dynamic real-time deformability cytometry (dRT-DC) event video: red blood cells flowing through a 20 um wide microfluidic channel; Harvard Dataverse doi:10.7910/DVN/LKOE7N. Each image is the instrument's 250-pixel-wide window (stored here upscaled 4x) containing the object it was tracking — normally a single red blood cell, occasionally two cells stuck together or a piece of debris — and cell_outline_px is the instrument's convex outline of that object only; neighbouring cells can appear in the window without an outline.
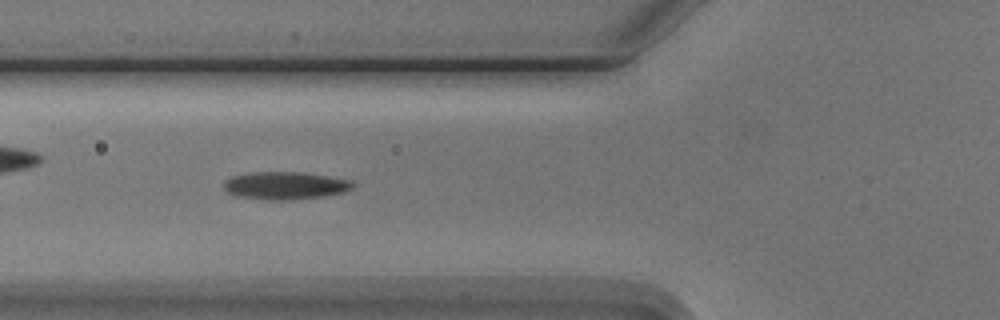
{"species": "Egyptian fruit bat (a non-hibernating species)", "species_latin": "Rousettus aegyptiacus", "temperature_condition": "cold", "stored_images_in_passage": 9, "camera_frame_rate_fps": 3000, "um_per_image_px": 0.085, "animal": {"sex": "male"}, "frame": {"image": 1, "passage_image": 6, "time_ms": 5.667, "image_size_px": [1000, 320], "cell_outline_px": [[356, 184], [352, 188], [344, 192], [324, 196], [292, 200], [268, 200], [236, 196], [228, 192], [224, 188], [224, 180], [232, 176], [252, 172], [300, 172], [328, 176], [352, 180]], "centroid_in_image_um": [24.25, 15.77], "position_along_channel_um": 101.5, "area_um2": 20.92}}
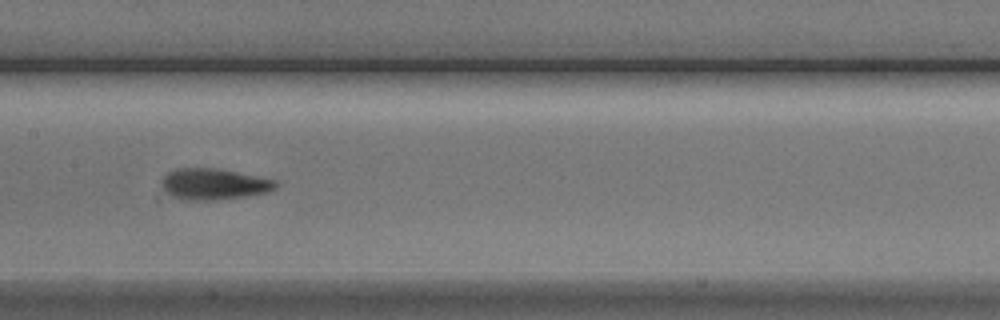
{"frame": {"image": 2, "passage_image": 8, "time_ms": 8.0, "image_size_px": [1000, 320], "cell_outline_px": [[280, 184], [276, 188], [268, 192], [248, 196], [216, 200], [180, 200], [172, 196], [164, 188], [164, 176], [168, 172], [176, 168], [220, 168], [276, 180]], "centroid_in_image_um": [18.24, 15.65], "position_along_channel_um": 189.2, "area_um2": 20.81}}
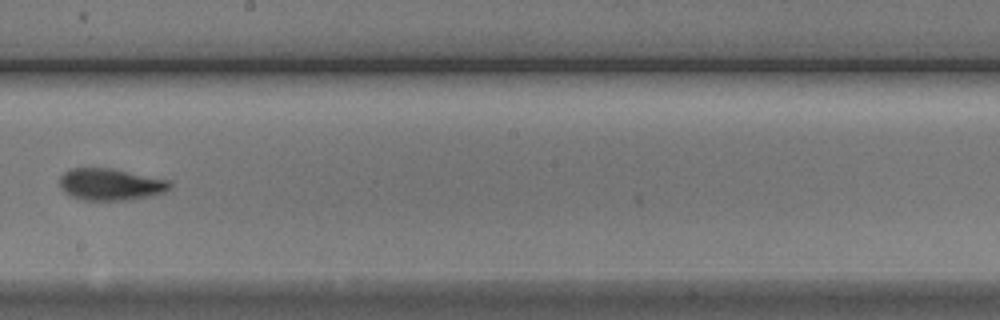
{"frame": {"image": 3, "passage_image": 9, "time_ms": 9.333, "image_size_px": [1000, 320], "cell_outline_px": [[172, 188], [164, 192], [148, 196], [124, 200], [84, 200], [72, 196], [64, 192], [60, 188], [60, 176], [64, 172], [72, 168], [112, 168], [168, 180], [172, 184]], "centroid_in_image_um": [9.38, 15.67], "position_along_channel_um": 238.8, "area_um2": 20.35}}